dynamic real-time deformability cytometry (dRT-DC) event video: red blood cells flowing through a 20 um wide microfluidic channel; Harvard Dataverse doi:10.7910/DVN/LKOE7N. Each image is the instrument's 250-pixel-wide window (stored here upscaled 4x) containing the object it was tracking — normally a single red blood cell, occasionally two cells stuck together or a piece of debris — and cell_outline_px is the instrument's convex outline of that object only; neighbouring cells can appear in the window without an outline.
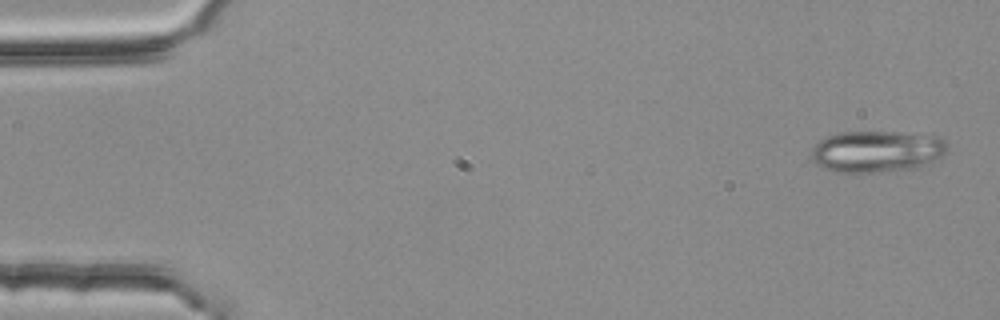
{"species": "common noctule bat (a hibernating species)", "species_latin": "Nyctalus noctula", "temperature_condition": "room temperature", "stored_images_in_passage": 4, "camera_frame_rate_fps": 3000, "um_per_image_px": 0.085, "animal": {"sex": "female", "body_mass_g": 25.1}, "frame": {"image": 1, "passage_image": 1, "time_ms": 0.0, "image_size_px": [1000, 320], "cell_outline_px": [[948, 148], [940, 160], [916, 168], [872, 172], [836, 172], [824, 168], [812, 160], [812, 148], [820, 140], [828, 136], [844, 132], [892, 132], [940, 136], [948, 144]], "centroid_in_image_um": [74.59, 12.87], "position_along_channel_um": 10.4, "area_um2": 32.95}}